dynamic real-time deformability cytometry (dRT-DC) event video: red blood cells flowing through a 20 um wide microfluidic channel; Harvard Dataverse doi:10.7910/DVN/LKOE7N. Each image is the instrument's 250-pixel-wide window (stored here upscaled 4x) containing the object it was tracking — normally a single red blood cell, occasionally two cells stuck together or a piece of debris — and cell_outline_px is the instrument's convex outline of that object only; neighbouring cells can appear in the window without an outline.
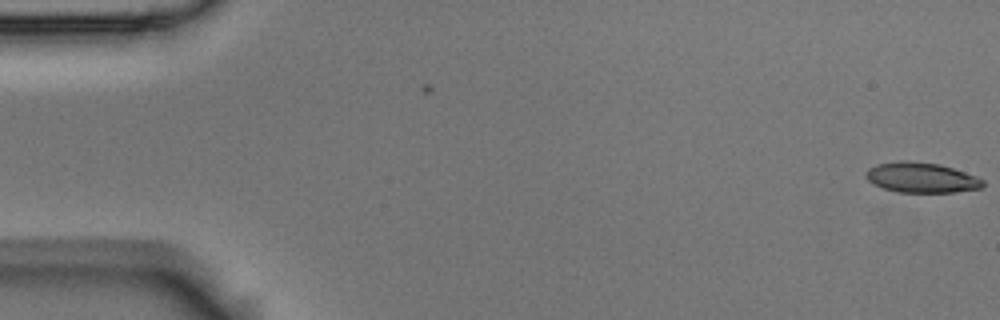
{"species": "Egyptian fruit bat (a non-hibernating species)", "species_latin": "Rousettus aegyptiacus", "temperature_condition": "room temperature", "stored_images_in_passage": 4, "camera_frame_rate_fps": 3000, "um_per_image_px": 0.085, "animal": {"sex": "male"}, "frame": {"image": 1, "passage_image": 4, "time_ms": 1.0, "image_size_px": [1000, 320], "cell_outline_px": [[984, 184], [980, 188], [956, 192], [896, 192], [872, 184], [864, 176], [864, 172], [868, 168], [876, 164], [900, 160], [908, 160], [940, 164], [976, 176], [984, 180]], "centroid_in_image_um": [78.27, 15.08], "position_along_channel_um": 6.7, "area_um2": 20.75}}